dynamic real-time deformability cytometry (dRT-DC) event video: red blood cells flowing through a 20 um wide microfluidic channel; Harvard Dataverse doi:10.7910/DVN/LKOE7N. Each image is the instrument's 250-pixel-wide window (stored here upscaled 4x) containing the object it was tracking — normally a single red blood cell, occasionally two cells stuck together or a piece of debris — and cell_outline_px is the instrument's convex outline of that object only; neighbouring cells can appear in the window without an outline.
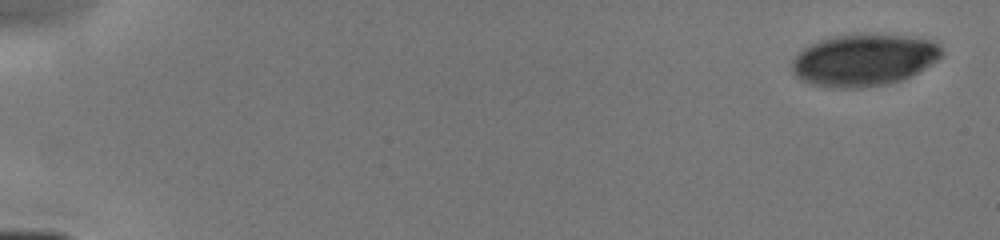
{"species": "human", "species_latin": "Homo sapiens", "temperature_condition": "cold", "stored_images_in_passage": 8, "camera_frame_rate_fps": 3000, "um_per_image_px": 0.085, "donor": {"sex": "male"}, "frame": {"image": 1, "passage_image": 1, "time_ms": 0.0, "image_size_px": [1000, 240], "cell_outline_px": [[944, 56], [912, 76], [888, 84], [860, 88], [828, 88], [812, 84], [800, 80], [792, 72], [792, 60], [804, 48], [820, 40], [832, 36], [904, 36], [932, 40], [940, 44], [944, 52]], "centroid_in_image_um": [73.45, 5.14], "position_along_channel_um": 11.6, "area_um2": 45.03}}
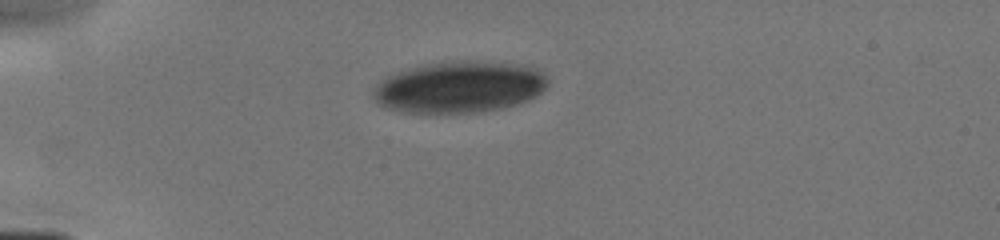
{"frame": {"image": 2, "passage_image": 7, "time_ms": 4.0, "image_size_px": [1000, 240], "cell_outline_px": [[548, 84], [536, 96], [520, 104], [504, 108], [480, 112], [400, 112], [384, 108], [376, 104], [372, 96], [372, 88], [380, 80], [388, 76], [408, 68], [428, 64], [452, 60], [476, 60], [528, 64], [544, 72], [548, 80]], "centroid_in_image_um": [39.06, 7.38], "position_along_channel_um": 45.9, "area_um2": 53.35}}